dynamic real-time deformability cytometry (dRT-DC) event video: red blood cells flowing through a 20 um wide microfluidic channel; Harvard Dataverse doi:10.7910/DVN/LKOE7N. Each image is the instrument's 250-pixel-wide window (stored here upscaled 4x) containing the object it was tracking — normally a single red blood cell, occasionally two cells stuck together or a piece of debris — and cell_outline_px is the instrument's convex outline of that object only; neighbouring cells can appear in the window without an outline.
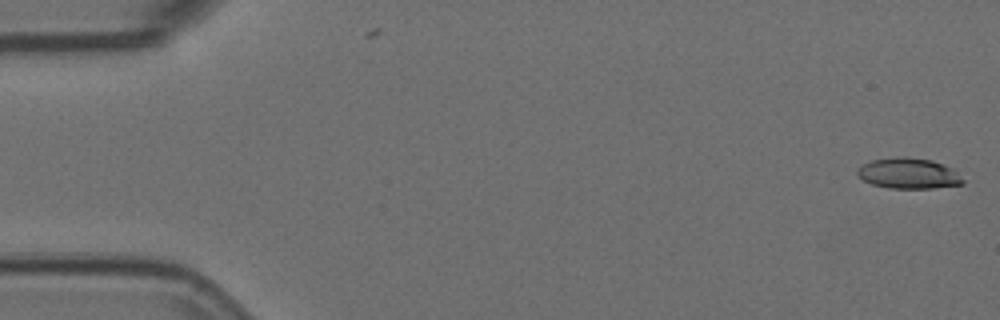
{"species": "Egyptian fruit bat (a non-hibernating species)", "species_latin": "Rousettus aegyptiacus", "temperature_condition": "room temperature", "stored_images_in_passage": 7, "camera_frame_rate_fps": 3000, "um_per_image_px": 0.085, "animal": {"sex": "female"}, "frame": {"image": 1, "passage_image": 1, "time_ms": 0.0, "image_size_px": [1000, 320], "cell_outline_px": [[964, 184], [932, 188], [888, 188], [872, 184], [864, 180], [856, 172], [864, 164], [872, 160], [900, 156], [904, 156], [932, 160], [944, 164], [952, 168], [964, 180]], "centroid_in_image_um": [77.26, 14.73], "position_along_channel_um": 7.7, "area_um2": 18.73}}